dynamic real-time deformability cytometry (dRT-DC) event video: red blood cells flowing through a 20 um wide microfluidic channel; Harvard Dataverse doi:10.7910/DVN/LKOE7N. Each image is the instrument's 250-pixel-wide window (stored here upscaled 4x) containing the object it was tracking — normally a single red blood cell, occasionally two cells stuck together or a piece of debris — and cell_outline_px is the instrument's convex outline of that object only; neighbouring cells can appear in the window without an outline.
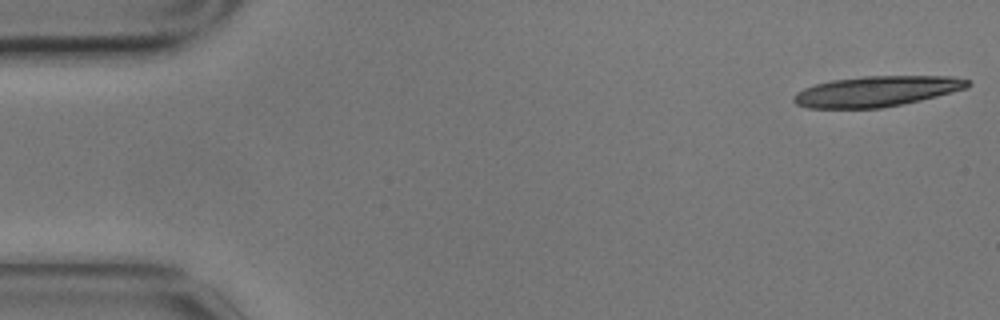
{"species": "common noctule bat (a hibernating species)", "species_latin": "Nyctalus noctula", "temperature_condition": "cold", "stored_images_in_passage": 8, "camera_frame_rate_fps": 3000, "um_per_image_px": 0.085, "animal": {"sex": "male", "body_mass_g": 17.9}, "frame": {"image": 1, "passage_image": 1, "time_ms": 0.0, "image_size_px": [1000, 320], "cell_outline_px": [[972, 84], [968, 88], [920, 100], [880, 108], [808, 108], [796, 104], [792, 100], [792, 96], [796, 92], [804, 88], [816, 84], [832, 80], [864, 76], [952, 76], [972, 80]], "centroid_in_image_um": [74.52, 7.75], "position_along_channel_um": 10.5, "area_um2": 30.98}}
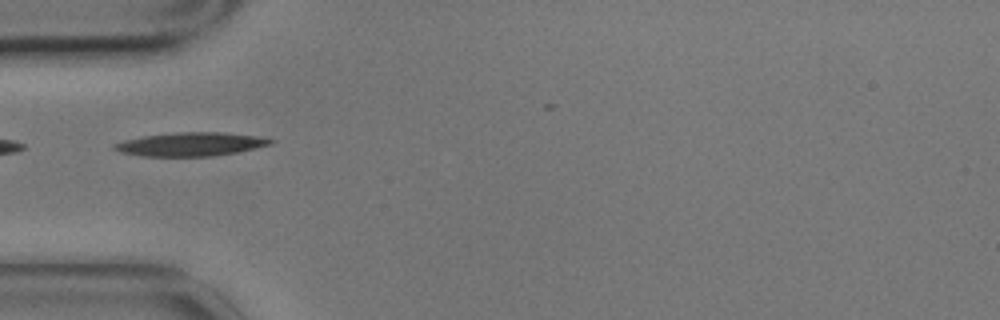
{"frame": {"image": 2, "passage_image": 5, "time_ms": 1.333, "image_size_px": [1000, 320], "cell_outline_px": [[276, 140], [272, 144], [256, 148], [236, 152], [212, 156], [140, 156], [120, 152], [112, 148], [112, 144], [124, 140], [144, 136], [176, 132], [220, 132], [260, 136]], "centroid_in_image_um": [16.21, 12.25], "position_along_channel_um": 68.8, "area_um2": 21.56}}